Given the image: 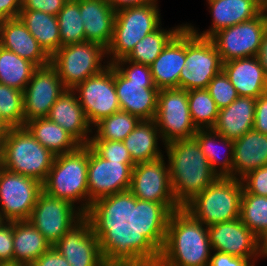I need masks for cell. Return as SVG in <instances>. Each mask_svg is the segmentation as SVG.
<instances>
[{"label":"cell","instance_id":"11","mask_svg":"<svg viewBox=\"0 0 267 266\" xmlns=\"http://www.w3.org/2000/svg\"><path fill=\"white\" fill-rule=\"evenodd\" d=\"M106 57V48L85 41L61 46L50 57V65L58 73L63 85L67 89H74L79 83L106 69L109 66ZM103 60L105 65L102 64Z\"/></svg>","mask_w":267,"mask_h":266},{"label":"cell","instance_id":"21","mask_svg":"<svg viewBox=\"0 0 267 266\" xmlns=\"http://www.w3.org/2000/svg\"><path fill=\"white\" fill-rule=\"evenodd\" d=\"M186 59V25L169 41L150 65L155 87L179 88L180 72Z\"/></svg>","mask_w":267,"mask_h":266},{"label":"cell","instance_id":"41","mask_svg":"<svg viewBox=\"0 0 267 266\" xmlns=\"http://www.w3.org/2000/svg\"><path fill=\"white\" fill-rule=\"evenodd\" d=\"M89 145L108 161L134 162L123 141L90 140Z\"/></svg>","mask_w":267,"mask_h":266},{"label":"cell","instance_id":"20","mask_svg":"<svg viewBox=\"0 0 267 266\" xmlns=\"http://www.w3.org/2000/svg\"><path fill=\"white\" fill-rule=\"evenodd\" d=\"M46 117L60 125L80 145L90 143L93 127L89 124L73 89H67L59 96Z\"/></svg>","mask_w":267,"mask_h":266},{"label":"cell","instance_id":"47","mask_svg":"<svg viewBox=\"0 0 267 266\" xmlns=\"http://www.w3.org/2000/svg\"><path fill=\"white\" fill-rule=\"evenodd\" d=\"M29 266H70L66 258L53 246Z\"/></svg>","mask_w":267,"mask_h":266},{"label":"cell","instance_id":"23","mask_svg":"<svg viewBox=\"0 0 267 266\" xmlns=\"http://www.w3.org/2000/svg\"><path fill=\"white\" fill-rule=\"evenodd\" d=\"M212 25L203 32L191 24L186 25L194 34L203 38H211L218 31L255 18L262 10L252 0H207Z\"/></svg>","mask_w":267,"mask_h":266},{"label":"cell","instance_id":"42","mask_svg":"<svg viewBox=\"0 0 267 266\" xmlns=\"http://www.w3.org/2000/svg\"><path fill=\"white\" fill-rule=\"evenodd\" d=\"M241 182L248 193L267 196V165L248 172Z\"/></svg>","mask_w":267,"mask_h":266},{"label":"cell","instance_id":"48","mask_svg":"<svg viewBox=\"0 0 267 266\" xmlns=\"http://www.w3.org/2000/svg\"><path fill=\"white\" fill-rule=\"evenodd\" d=\"M113 266H151L149 260L133 246L120 260Z\"/></svg>","mask_w":267,"mask_h":266},{"label":"cell","instance_id":"16","mask_svg":"<svg viewBox=\"0 0 267 266\" xmlns=\"http://www.w3.org/2000/svg\"><path fill=\"white\" fill-rule=\"evenodd\" d=\"M73 90L92 127L101 119L121 110L115 88V67L112 64L79 83Z\"/></svg>","mask_w":267,"mask_h":266},{"label":"cell","instance_id":"1","mask_svg":"<svg viewBox=\"0 0 267 266\" xmlns=\"http://www.w3.org/2000/svg\"><path fill=\"white\" fill-rule=\"evenodd\" d=\"M134 246L151 266H209L208 226L183 208L159 218Z\"/></svg>","mask_w":267,"mask_h":266},{"label":"cell","instance_id":"3","mask_svg":"<svg viewBox=\"0 0 267 266\" xmlns=\"http://www.w3.org/2000/svg\"><path fill=\"white\" fill-rule=\"evenodd\" d=\"M134 243L103 214L85 215L53 246L70 266H113Z\"/></svg>","mask_w":267,"mask_h":266},{"label":"cell","instance_id":"34","mask_svg":"<svg viewBox=\"0 0 267 266\" xmlns=\"http://www.w3.org/2000/svg\"><path fill=\"white\" fill-rule=\"evenodd\" d=\"M178 25L172 29L165 30L161 25L153 32L147 34L141 41L137 42L134 49L126 57L134 63L150 66L160 55L169 41L185 26Z\"/></svg>","mask_w":267,"mask_h":266},{"label":"cell","instance_id":"12","mask_svg":"<svg viewBox=\"0 0 267 266\" xmlns=\"http://www.w3.org/2000/svg\"><path fill=\"white\" fill-rule=\"evenodd\" d=\"M222 69L223 62L213 41L197 36L186 25V59L180 72L179 89H206Z\"/></svg>","mask_w":267,"mask_h":266},{"label":"cell","instance_id":"35","mask_svg":"<svg viewBox=\"0 0 267 266\" xmlns=\"http://www.w3.org/2000/svg\"><path fill=\"white\" fill-rule=\"evenodd\" d=\"M141 119L126 111H117L94 125L91 140L123 141Z\"/></svg>","mask_w":267,"mask_h":266},{"label":"cell","instance_id":"31","mask_svg":"<svg viewBox=\"0 0 267 266\" xmlns=\"http://www.w3.org/2000/svg\"><path fill=\"white\" fill-rule=\"evenodd\" d=\"M18 18L49 57L61 47V37L56 16L39 10H20Z\"/></svg>","mask_w":267,"mask_h":266},{"label":"cell","instance_id":"44","mask_svg":"<svg viewBox=\"0 0 267 266\" xmlns=\"http://www.w3.org/2000/svg\"><path fill=\"white\" fill-rule=\"evenodd\" d=\"M68 0H21V10H39L57 16Z\"/></svg>","mask_w":267,"mask_h":266},{"label":"cell","instance_id":"9","mask_svg":"<svg viewBox=\"0 0 267 266\" xmlns=\"http://www.w3.org/2000/svg\"><path fill=\"white\" fill-rule=\"evenodd\" d=\"M241 179L218 177L183 209L206 226L240 218Z\"/></svg>","mask_w":267,"mask_h":266},{"label":"cell","instance_id":"43","mask_svg":"<svg viewBox=\"0 0 267 266\" xmlns=\"http://www.w3.org/2000/svg\"><path fill=\"white\" fill-rule=\"evenodd\" d=\"M0 265H13V221L0 226Z\"/></svg>","mask_w":267,"mask_h":266},{"label":"cell","instance_id":"24","mask_svg":"<svg viewBox=\"0 0 267 266\" xmlns=\"http://www.w3.org/2000/svg\"><path fill=\"white\" fill-rule=\"evenodd\" d=\"M79 7L86 41L107 49L113 37L116 11L107 0H79Z\"/></svg>","mask_w":267,"mask_h":266},{"label":"cell","instance_id":"36","mask_svg":"<svg viewBox=\"0 0 267 266\" xmlns=\"http://www.w3.org/2000/svg\"><path fill=\"white\" fill-rule=\"evenodd\" d=\"M240 220L259 239L265 236L267 234V196L251 194L243 188Z\"/></svg>","mask_w":267,"mask_h":266},{"label":"cell","instance_id":"13","mask_svg":"<svg viewBox=\"0 0 267 266\" xmlns=\"http://www.w3.org/2000/svg\"><path fill=\"white\" fill-rule=\"evenodd\" d=\"M154 120L164 146L171 141L194 138L198 129L191 119L188 90L160 89Z\"/></svg>","mask_w":267,"mask_h":266},{"label":"cell","instance_id":"6","mask_svg":"<svg viewBox=\"0 0 267 266\" xmlns=\"http://www.w3.org/2000/svg\"><path fill=\"white\" fill-rule=\"evenodd\" d=\"M112 65L115 67V88L120 109L141 120H153L157 112L159 89L155 87L150 66L126 58Z\"/></svg>","mask_w":267,"mask_h":266},{"label":"cell","instance_id":"37","mask_svg":"<svg viewBox=\"0 0 267 266\" xmlns=\"http://www.w3.org/2000/svg\"><path fill=\"white\" fill-rule=\"evenodd\" d=\"M80 16L79 0H68L56 16L61 46L86 41L83 20Z\"/></svg>","mask_w":267,"mask_h":266},{"label":"cell","instance_id":"40","mask_svg":"<svg viewBox=\"0 0 267 266\" xmlns=\"http://www.w3.org/2000/svg\"><path fill=\"white\" fill-rule=\"evenodd\" d=\"M206 89L219 109L229 106L238 98L235 87L223 70L215 75Z\"/></svg>","mask_w":267,"mask_h":266},{"label":"cell","instance_id":"29","mask_svg":"<svg viewBox=\"0 0 267 266\" xmlns=\"http://www.w3.org/2000/svg\"><path fill=\"white\" fill-rule=\"evenodd\" d=\"M194 138L200 144L211 169L218 177H233L234 141L222 136L213 128L198 129ZM221 145L227 149L224 157H221L222 154L218 152L221 151L218 150Z\"/></svg>","mask_w":267,"mask_h":266},{"label":"cell","instance_id":"49","mask_svg":"<svg viewBox=\"0 0 267 266\" xmlns=\"http://www.w3.org/2000/svg\"><path fill=\"white\" fill-rule=\"evenodd\" d=\"M21 10V0H0V22L18 18Z\"/></svg>","mask_w":267,"mask_h":266},{"label":"cell","instance_id":"4","mask_svg":"<svg viewBox=\"0 0 267 266\" xmlns=\"http://www.w3.org/2000/svg\"><path fill=\"white\" fill-rule=\"evenodd\" d=\"M163 148L168 157L174 197L178 205L183 208L213 183L218 175L211 169L195 138L171 141Z\"/></svg>","mask_w":267,"mask_h":266},{"label":"cell","instance_id":"38","mask_svg":"<svg viewBox=\"0 0 267 266\" xmlns=\"http://www.w3.org/2000/svg\"><path fill=\"white\" fill-rule=\"evenodd\" d=\"M188 103L191 119L197 129H208L215 126L219 108L207 89L188 91Z\"/></svg>","mask_w":267,"mask_h":266},{"label":"cell","instance_id":"28","mask_svg":"<svg viewBox=\"0 0 267 266\" xmlns=\"http://www.w3.org/2000/svg\"><path fill=\"white\" fill-rule=\"evenodd\" d=\"M51 247L29 220L13 221V265L29 266Z\"/></svg>","mask_w":267,"mask_h":266},{"label":"cell","instance_id":"33","mask_svg":"<svg viewBox=\"0 0 267 266\" xmlns=\"http://www.w3.org/2000/svg\"><path fill=\"white\" fill-rule=\"evenodd\" d=\"M38 67L0 46V83L24 91Z\"/></svg>","mask_w":267,"mask_h":266},{"label":"cell","instance_id":"56","mask_svg":"<svg viewBox=\"0 0 267 266\" xmlns=\"http://www.w3.org/2000/svg\"><path fill=\"white\" fill-rule=\"evenodd\" d=\"M0 266H19V265H0Z\"/></svg>","mask_w":267,"mask_h":266},{"label":"cell","instance_id":"17","mask_svg":"<svg viewBox=\"0 0 267 266\" xmlns=\"http://www.w3.org/2000/svg\"><path fill=\"white\" fill-rule=\"evenodd\" d=\"M85 215L70 202L41 191L29 221L54 246Z\"/></svg>","mask_w":267,"mask_h":266},{"label":"cell","instance_id":"2","mask_svg":"<svg viewBox=\"0 0 267 266\" xmlns=\"http://www.w3.org/2000/svg\"><path fill=\"white\" fill-rule=\"evenodd\" d=\"M179 209L162 156L135 164L125 202L111 218L134 243L159 218Z\"/></svg>","mask_w":267,"mask_h":266},{"label":"cell","instance_id":"25","mask_svg":"<svg viewBox=\"0 0 267 266\" xmlns=\"http://www.w3.org/2000/svg\"><path fill=\"white\" fill-rule=\"evenodd\" d=\"M222 70L238 96L257 99L267 91V75L257 56L226 61Z\"/></svg>","mask_w":267,"mask_h":266},{"label":"cell","instance_id":"46","mask_svg":"<svg viewBox=\"0 0 267 266\" xmlns=\"http://www.w3.org/2000/svg\"><path fill=\"white\" fill-rule=\"evenodd\" d=\"M253 129L267 135V91L257 98Z\"/></svg>","mask_w":267,"mask_h":266},{"label":"cell","instance_id":"50","mask_svg":"<svg viewBox=\"0 0 267 266\" xmlns=\"http://www.w3.org/2000/svg\"><path fill=\"white\" fill-rule=\"evenodd\" d=\"M158 0H107L115 11L127 7L141 6L150 3H157Z\"/></svg>","mask_w":267,"mask_h":266},{"label":"cell","instance_id":"51","mask_svg":"<svg viewBox=\"0 0 267 266\" xmlns=\"http://www.w3.org/2000/svg\"><path fill=\"white\" fill-rule=\"evenodd\" d=\"M257 57L259 58L261 66L267 75V30L263 34Z\"/></svg>","mask_w":267,"mask_h":266},{"label":"cell","instance_id":"18","mask_svg":"<svg viewBox=\"0 0 267 266\" xmlns=\"http://www.w3.org/2000/svg\"><path fill=\"white\" fill-rule=\"evenodd\" d=\"M66 90L58 73L50 64L38 67L23 91L24 125L30 120L46 117L53 104Z\"/></svg>","mask_w":267,"mask_h":266},{"label":"cell","instance_id":"26","mask_svg":"<svg viewBox=\"0 0 267 266\" xmlns=\"http://www.w3.org/2000/svg\"><path fill=\"white\" fill-rule=\"evenodd\" d=\"M256 101L254 97L238 96L229 106L219 109L213 129L233 141L242 137L253 129Z\"/></svg>","mask_w":267,"mask_h":266},{"label":"cell","instance_id":"54","mask_svg":"<svg viewBox=\"0 0 267 266\" xmlns=\"http://www.w3.org/2000/svg\"><path fill=\"white\" fill-rule=\"evenodd\" d=\"M262 11H267V0H252Z\"/></svg>","mask_w":267,"mask_h":266},{"label":"cell","instance_id":"39","mask_svg":"<svg viewBox=\"0 0 267 266\" xmlns=\"http://www.w3.org/2000/svg\"><path fill=\"white\" fill-rule=\"evenodd\" d=\"M0 115L11 127H24L23 91L0 83Z\"/></svg>","mask_w":267,"mask_h":266},{"label":"cell","instance_id":"22","mask_svg":"<svg viewBox=\"0 0 267 266\" xmlns=\"http://www.w3.org/2000/svg\"><path fill=\"white\" fill-rule=\"evenodd\" d=\"M0 46L29 60L37 67L50 64V57L19 18L0 22Z\"/></svg>","mask_w":267,"mask_h":266},{"label":"cell","instance_id":"30","mask_svg":"<svg viewBox=\"0 0 267 266\" xmlns=\"http://www.w3.org/2000/svg\"><path fill=\"white\" fill-rule=\"evenodd\" d=\"M158 140L163 142L155 120H141L123 143L137 164L164 156L158 146Z\"/></svg>","mask_w":267,"mask_h":266},{"label":"cell","instance_id":"8","mask_svg":"<svg viewBox=\"0 0 267 266\" xmlns=\"http://www.w3.org/2000/svg\"><path fill=\"white\" fill-rule=\"evenodd\" d=\"M55 155L43 147L25 127L10 128L1 137L0 166L41 183L52 168Z\"/></svg>","mask_w":267,"mask_h":266},{"label":"cell","instance_id":"52","mask_svg":"<svg viewBox=\"0 0 267 266\" xmlns=\"http://www.w3.org/2000/svg\"><path fill=\"white\" fill-rule=\"evenodd\" d=\"M261 257H267V234L260 239Z\"/></svg>","mask_w":267,"mask_h":266},{"label":"cell","instance_id":"55","mask_svg":"<svg viewBox=\"0 0 267 266\" xmlns=\"http://www.w3.org/2000/svg\"><path fill=\"white\" fill-rule=\"evenodd\" d=\"M6 221L2 218V216L0 215V226H2V224H4Z\"/></svg>","mask_w":267,"mask_h":266},{"label":"cell","instance_id":"45","mask_svg":"<svg viewBox=\"0 0 267 266\" xmlns=\"http://www.w3.org/2000/svg\"><path fill=\"white\" fill-rule=\"evenodd\" d=\"M212 253L209 266H255L256 259H258L234 257L219 251H213Z\"/></svg>","mask_w":267,"mask_h":266},{"label":"cell","instance_id":"7","mask_svg":"<svg viewBox=\"0 0 267 266\" xmlns=\"http://www.w3.org/2000/svg\"><path fill=\"white\" fill-rule=\"evenodd\" d=\"M87 171L88 145H80L75 151L55 155L52 168L42 183L43 191L70 202L84 215H88Z\"/></svg>","mask_w":267,"mask_h":266},{"label":"cell","instance_id":"15","mask_svg":"<svg viewBox=\"0 0 267 266\" xmlns=\"http://www.w3.org/2000/svg\"><path fill=\"white\" fill-rule=\"evenodd\" d=\"M266 30L267 11H261L255 18L222 29L210 39L215 44L224 63L257 56Z\"/></svg>","mask_w":267,"mask_h":266},{"label":"cell","instance_id":"32","mask_svg":"<svg viewBox=\"0 0 267 266\" xmlns=\"http://www.w3.org/2000/svg\"><path fill=\"white\" fill-rule=\"evenodd\" d=\"M24 127L46 149L54 155L75 151L80 144L60 125L47 117L36 118L25 123Z\"/></svg>","mask_w":267,"mask_h":266},{"label":"cell","instance_id":"19","mask_svg":"<svg viewBox=\"0 0 267 266\" xmlns=\"http://www.w3.org/2000/svg\"><path fill=\"white\" fill-rule=\"evenodd\" d=\"M212 251L240 258H260V239L240 218L208 226Z\"/></svg>","mask_w":267,"mask_h":266},{"label":"cell","instance_id":"5","mask_svg":"<svg viewBox=\"0 0 267 266\" xmlns=\"http://www.w3.org/2000/svg\"><path fill=\"white\" fill-rule=\"evenodd\" d=\"M135 164L108 161L88 144V215L112 217L122 207Z\"/></svg>","mask_w":267,"mask_h":266},{"label":"cell","instance_id":"10","mask_svg":"<svg viewBox=\"0 0 267 266\" xmlns=\"http://www.w3.org/2000/svg\"><path fill=\"white\" fill-rule=\"evenodd\" d=\"M158 6L157 2L116 11L113 37L107 48L109 64L126 58L137 42L162 24Z\"/></svg>","mask_w":267,"mask_h":266},{"label":"cell","instance_id":"27","mask_svg":"<svg viewBox=\"0 0 267 266\" xmlns=\"http://www.w3.org/2000/svg\"><path fill=\"white\" fill-rule=\"evenodd\" d=\"M267 165V135L254 129L234 140L233 178Z\"/></svg>","mask_w":267,"mask_h":266},{"label":"cell","instance_id":"14","mask_svg":"<svg viewBox=\"0 0 267 266\" xmlns=\"http://www.w3.org/2000/svg\"><path fill=\"white\" fill-rule=\"evenodd\" d=\"M42 183L0 166V215L7 221L29 220Z\"/></svg>","mask_w":267,"mask_h":266},{"label":"cell","instance_id":"53","mask_svg":"<svg viewBox=\"0 0 267 266\" xmlns=\"http://www.w3.org/2000/svg\"><path fill=\"white\" fill-rule=\"evenodd\" d=\"M11 127L3 120L0 115V138L10 129Z\"/></svg>","mask_w":267,"mask_h":266}]
</instances>
